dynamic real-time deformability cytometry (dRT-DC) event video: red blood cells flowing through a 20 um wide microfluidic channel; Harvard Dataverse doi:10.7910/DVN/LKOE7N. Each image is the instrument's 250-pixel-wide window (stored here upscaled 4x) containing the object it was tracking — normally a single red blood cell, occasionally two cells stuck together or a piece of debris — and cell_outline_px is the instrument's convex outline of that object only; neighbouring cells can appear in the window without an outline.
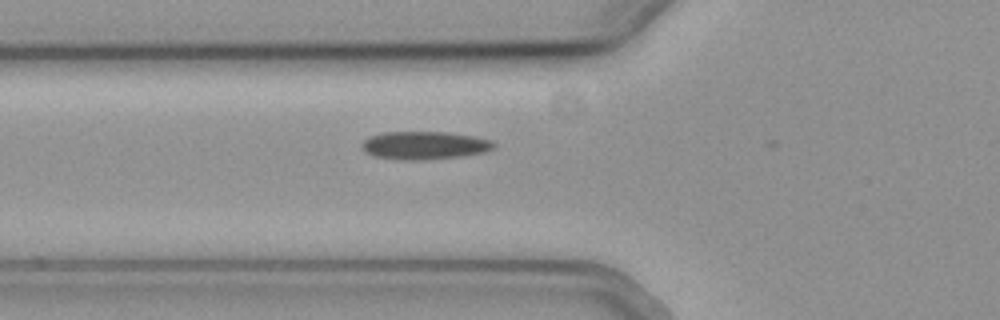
{"species": "common noctule bat (a hibernating species)", "species_latin": "Nyctalus noctula", "temperature_condition": "cold", "stored_images_in_passage": 29, "camera_frame_rate_fps": 3000, "um_per_image_px": 0.085, "animal": {"sex": "female", "body_mass_g": 19.3, "forearm_length_mm": 54.1}, "frame": {"image": 1, "passage_image": 2, "time_ms": 0.333, "image_size_px": [1000, 320], "cell_outline_px": [[496, 148], [484, 152], [460, 156], [416, 160], [408, 160], [372, 156], [364, 152], [360, 148], [360, 144], [368, 136], [384, 132], [448, 132], [476, 136], [492, 140], [496, 144]], "centroid_in_image_um": [36.06, 12.34], "position_along_channel_um": 89.7, "area_um2": 21.73}}
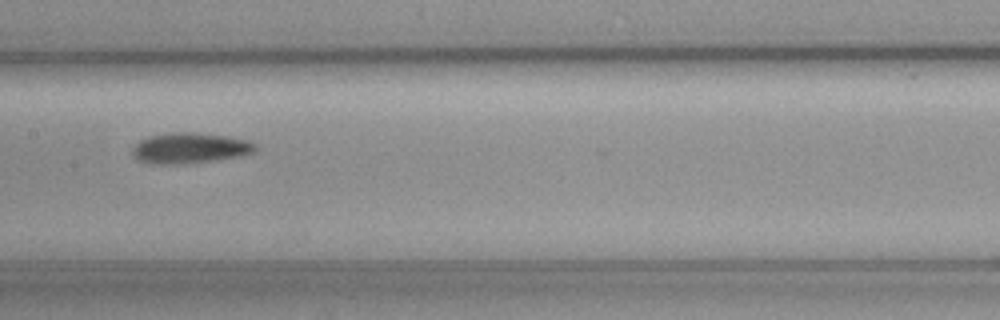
{"frame": {"image": 2, "passage_image": 10, "time_ms": 3.0, "image_size_px": [1000, 320], "cell_outline_px": [[256, 148], [252, 152], [240, 156], [208, 160], [168, 164], [156, 164], [140, 160], [132, 152], [132, 148], [140, 140], [148, 136], [172, 132], [192, 132], [228, 136], [248, 140], [256, 144]], "centroid_in_image_um": [16.14, 12.55], "position_along_channel_um": 191.3, "area_um2": 21.39}}
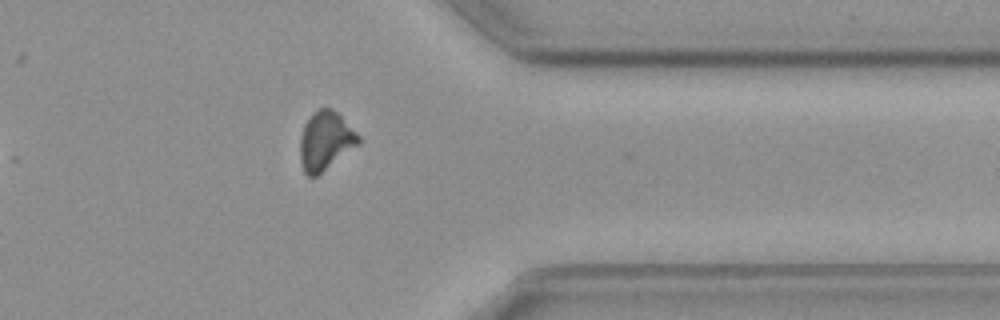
{"frame": {"image": 3, "passage_image": 26, "time_ms": 8.333, "image_size_px": [1000, 320], "cell_outline_px": [[360, 144], [316, 176], [308, 176], [304, 172], [300, 160], [300, 136], [304, 124], [312, 112], [320, 108], [332, 108], [360, 136]], "centroid_in_image_um": [27.65, 11.97], "position_along_channel_um": 383.8, "area_um2": 19.88}}